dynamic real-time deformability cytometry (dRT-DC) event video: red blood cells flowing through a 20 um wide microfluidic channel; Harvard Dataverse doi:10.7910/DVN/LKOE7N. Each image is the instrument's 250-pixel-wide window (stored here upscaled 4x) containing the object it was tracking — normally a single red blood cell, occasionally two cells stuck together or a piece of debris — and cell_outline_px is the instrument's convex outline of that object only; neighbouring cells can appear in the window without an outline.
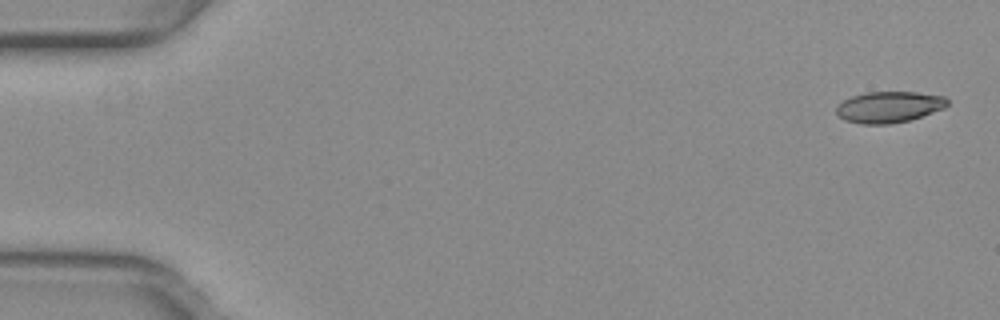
{"species": "common noctule bat (a hibernating species)", "species_latin": "Nyctalus noctula", "temperature_condition": "warm", "stored_images_in_passage": 51, "camera_frame_rate_fps": 3000, "um_per_image_px": 0.085, "animal": {"sex": "female", "body_mass_g": 29.2, "forearm_length_mm": 56.3}, "frame": {"image": 1, "passage_image": 1, "time_ms": 0.0, "image_size_px": [1000, 320], "cell_outline_px": [[948, 104], [944, 108], [908, 120], [888, 124], [860, 124], [844, 120], [836, 112], [836, 104], [852, 96], [868, 92], [916, 92], [944, 96], [948, 100]], "centroid_in_image_um": [75.53, 9.09], "position_along_channel_um": 9.5, "area_um2": 20.06}}
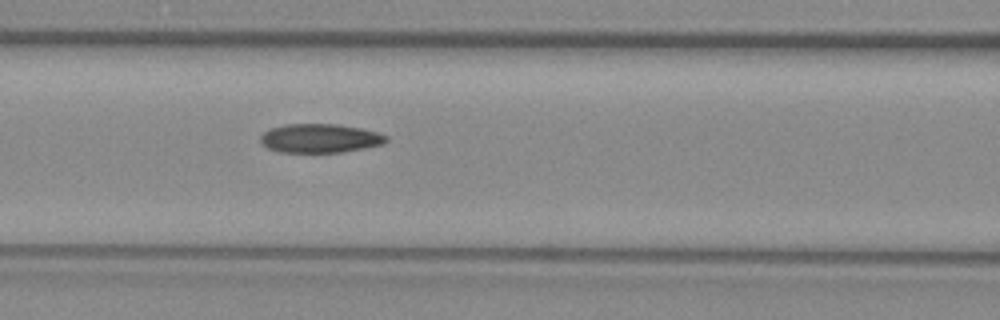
{"frame": {"image": 2, "passage_image": 22, "time_ms": 7.0, "image_size_px": [1000, 320], "cell_outline_px": [[388, 140], [384, 144], [344, 152], [280, 152], [268, 148], [260, 140], [260, 136], [264, 132], [272, 128], [284, 124], [336, 124], [360, 128], [376, 132], [388, 136]], "centroid_in_image_um": [27.22, 11.75], "position_along_channel_um": 139.4, "area_um2": 21.1}}
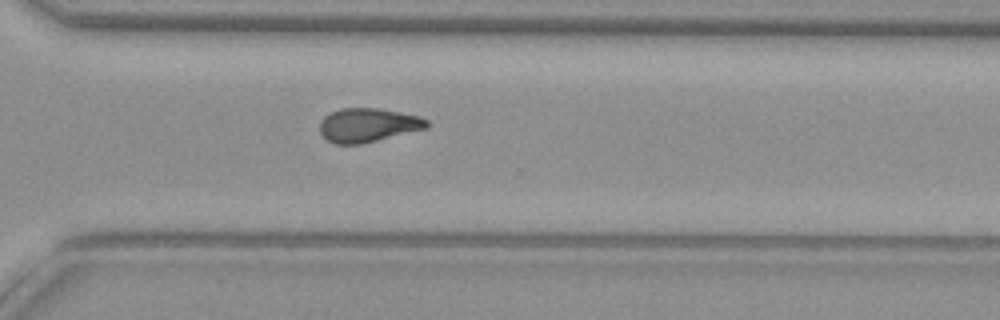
{"frame": {"image": 3, "passage_image": 37, "time_ms": 12.0, "image_size_px": [1000, 320], "cell_outline_px": [[428, 128], [360, 144], [336, 144], [328, 140], [320, 132], [320, 124], [324, 116], [340, 108], [380, 108], [420, 116], [428, 120]], "centroid_in_image_um": [31.29, 10.62], "position_along_channel_um": 339.3, "area_um2": 21.04}, "authors_computed_cell_mechanics": {"area_um2": 21.097, "velocity_mm_per_s": 4.0101, "shape_relaxation_time_tau1_ms": null, "shape_relaxation_time_tau2_ms": 3.2228, "deformation_change_tau1": null, "deformation_change_tau2": 0.0882}}